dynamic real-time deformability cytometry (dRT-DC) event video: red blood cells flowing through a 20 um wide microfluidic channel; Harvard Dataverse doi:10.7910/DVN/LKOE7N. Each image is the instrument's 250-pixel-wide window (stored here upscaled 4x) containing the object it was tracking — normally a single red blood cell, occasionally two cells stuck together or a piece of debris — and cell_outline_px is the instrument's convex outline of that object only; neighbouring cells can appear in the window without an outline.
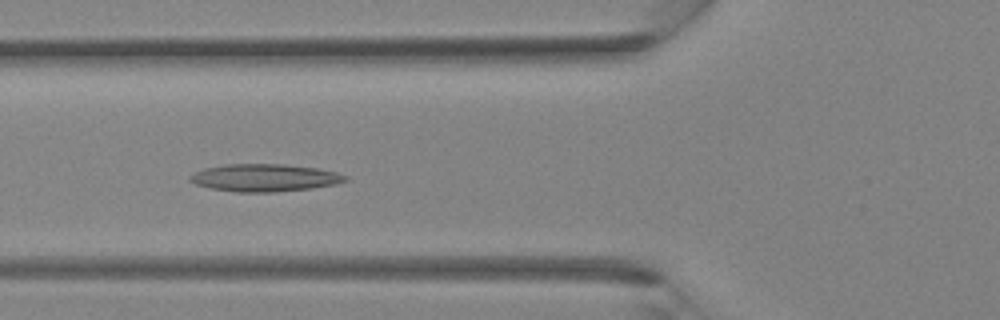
{"species": "Egyptian fruit bat (a non-hibernating species)", "species_latin": "Rousettus aegyptiacus", "temperature_condition": "room temperature", "stored_images_in_passage": 28, "camera_frame_rate_fps": 3000, "um_per_image_px": 0.085, "animal": {"sex": "female"}, "frame": {"image": 1, "passage_image": 5, "time_ms": 1.333, "image_size_px": [1000, 320], "cell_outline_px": [[348, 180], [336, 184], [312, 188], [276, 192], [236, 192], [208, 188], [196, 184], [188, 180], [188, 176], [204, 168], [224, 164], [284, 164], [316, 168], [336, 172], [348, 176]], "centroid_in_image_um": [22.47, 15.11], "position_along_channel_um": 103.3, "area_um2": 25.03}}
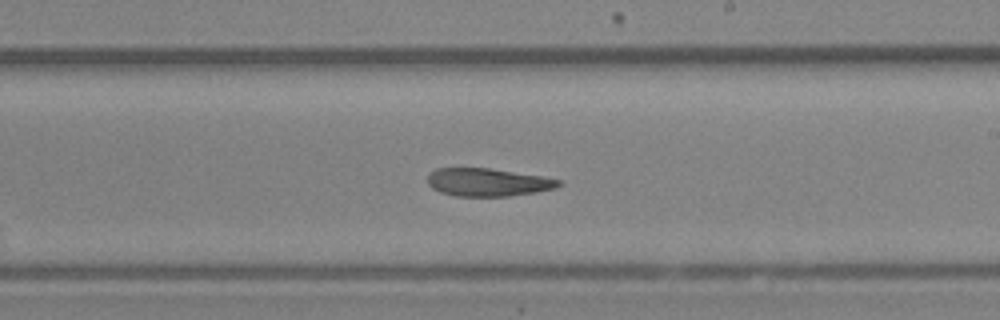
{"frame": {"image": 2, "passage_image": 13, "time_ms": 4.0, "image_size_px": [1000, 320], "cell_outline_px": [[560, 184], [556, 188], [536, 192], [508, 196], [456, 196], [440, 192], [432, 188], [428, 184], [428, 176], [436, 168], [488, 168], [544, 176], [560, 180]], "centroid_in_image_um": [41.46, 15.49], "position_along_channel_um": 247.5, "area_um2": 21.27}}
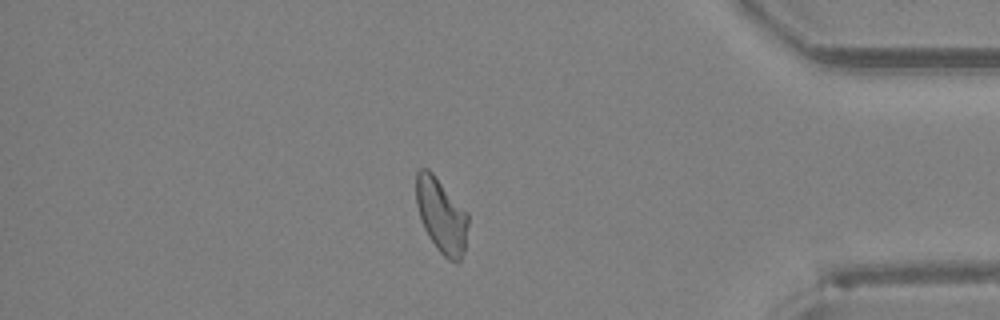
{"frame": {"image": 3, "passage_image": 23, "time_ms": 7.333, "image_size_px": [1000, 320], "cell_outline_px": [[468, 224], [464, 252], [460, 260], [456, 264], [448, 260], [436, 248], [428, 236], [424, 228], [416, 204], [416, 172], [420, 168], [428, 168], [432, 172], [468, 212]], "centroid_in_image_um": [37.52, 18.33], "position_along_channel_um": 397.7, "area_um2": 22.72}}